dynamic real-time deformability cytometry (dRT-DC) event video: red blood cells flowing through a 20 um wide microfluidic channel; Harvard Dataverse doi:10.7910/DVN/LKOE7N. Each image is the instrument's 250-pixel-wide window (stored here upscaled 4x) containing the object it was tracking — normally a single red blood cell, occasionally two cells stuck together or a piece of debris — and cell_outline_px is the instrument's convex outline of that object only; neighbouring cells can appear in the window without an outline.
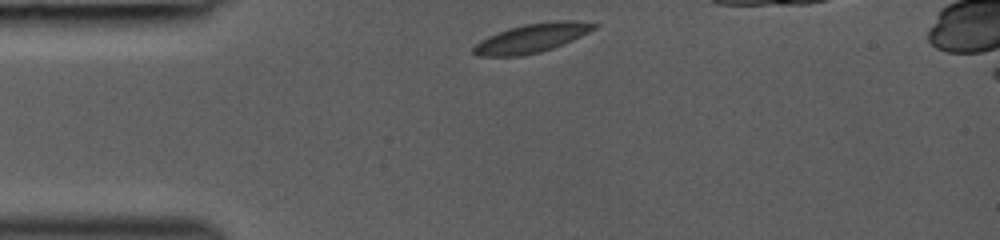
{"species": "common noctule bat (a hibernating species)", "species_latin": "Nyctalus noctula", "temperature_condition": "room temperature", "stored_images_in_passage": 7, "camera_frame_rate_fps": 3000, "um_per_image_px": 0.085, "animal": {"sex": "female", "body_mass_g": 19.0, "forearm_length_mm": 53.3}, "frame": {"image": 1, "passage_image": 1, "time_ms": 0.0, "image_size_px": [1000, 240], "cell_outline_px": [[600, 24], [596, 28], [572, 40], [552, 48], [540, 52], [520, 56], [476, 56], [472, 52], [472, 48], [480, 40], [496, 32], [508, 28], [524, 24], [556, 20], [576, 20]], "centroid_in_image_um": [45.18, 3.23], "position_along_channel_um": 39.8, "area_um2": 20.4}}
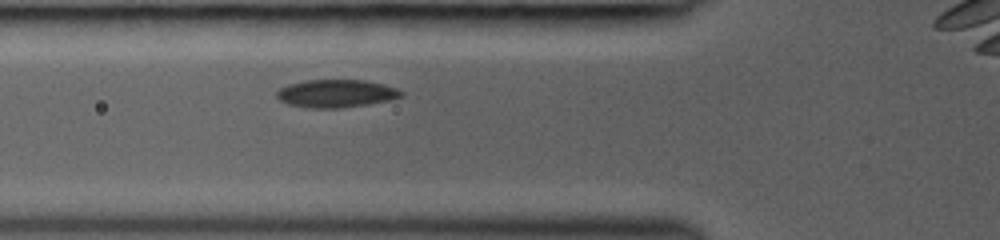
{"frame": {"image": 2, "passage_image": 5, "time_ms": 2.0, "image_size_px": [1000, 240], "cell_outline_px": [[404, 96], [392, 100], [368, 104], [340, 108], [304, 108], [288, 104], [280, 100], [276, 96], [276, 92], [280, 88], [288, 84], [308, 80], [364, 80], [384, 84], [396, 88], [404, 92]], "centroid_in_image_um": [28.59, 7.95], "position_along_channel_um": 97.2, "area_um2": 20.4}}
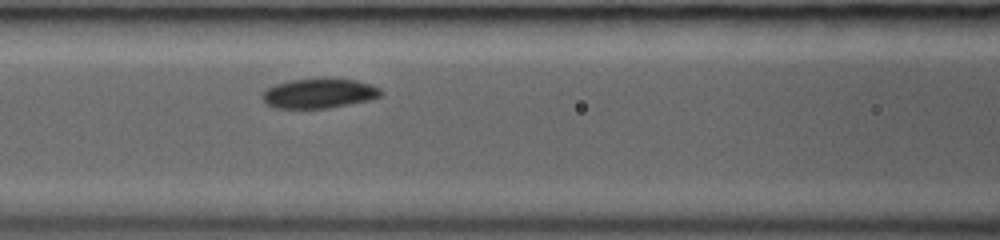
{"frame": {"image": 3, "passage_image": 7, "time_ms": 3.0, "image_size_px": [1000, 240], "cell_outline_px": [[384, 92], [380, 96], [368, 100], [328, 108], [276, 108], [264, 104], [260, 96], [268, 88], [276, 84], [292, 80], [356, 80], [372, 84], [380, 88]], "centroid_in_image_um": [27.1, 7.96], "position_along_channel_um": 139.5, "area_um2": 20.11}}